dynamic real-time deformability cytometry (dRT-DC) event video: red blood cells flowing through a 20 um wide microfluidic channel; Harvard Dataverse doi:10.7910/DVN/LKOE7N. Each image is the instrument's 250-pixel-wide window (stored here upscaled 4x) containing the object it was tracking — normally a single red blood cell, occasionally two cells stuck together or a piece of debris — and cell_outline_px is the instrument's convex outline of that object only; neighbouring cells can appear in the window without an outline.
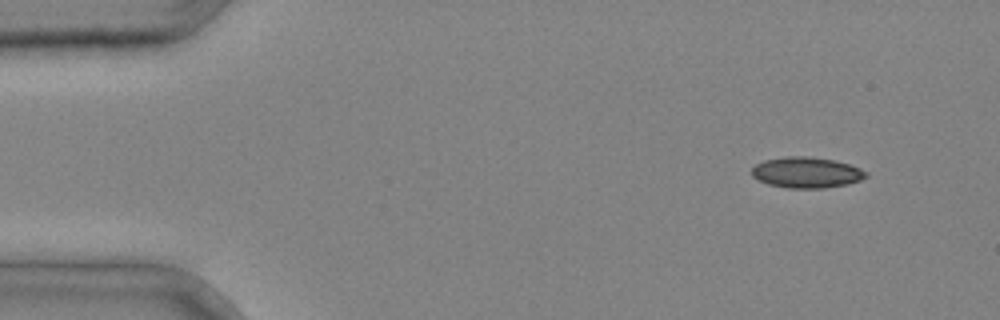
{"species": "common noctule bat (a hibernating species)", "species_latin": "Nyctalus noctula", "temperature_condition": "cold", "stored_images_in_passage": 4, "segment_of_instrument_passage": [1, 2], "camera_frame_rate_fps": 3000, "um_per_image_px": 0.085, "animal": {"sex": "male", "body_mass_g": 20.4}, "frame": {"image": 1, "passage_image": 1, "time_ms": 0.0, "image_size_px": [1000, 320], "cell_outline_px": [[868, 176], [860, 180], [848, 184], [824, 188], [788, 188], [768, 184], [752, 176], [752, 168], [756, 164], [764, 160], [784, 156], [812, 156], [836, 160], [860, 168], [868, 172]], "centroid_in_image_um": [68.57, 14.65], "position_along_channel_um": 16.4, "area_um2": 20.69}}
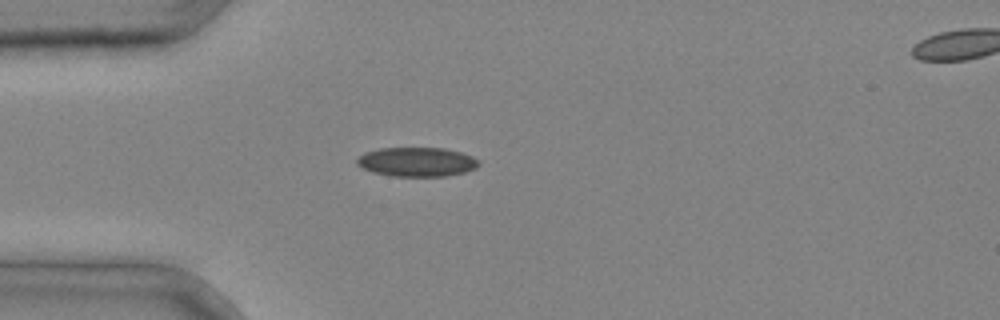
{"frame": {"image": 2, "passage_image": 3, "time_ms": 0.667, "image_size_px": [1000, 320], "cell_outline_px": [[480, 164], [476, 168], [464, 172], [444, 176], [392, 176], [372, 172], [356, 164], [356, 160], [364, 152], [380, 148], [444, 148], [460, 152], [472, 156], [480, 160]], "centroid_in_image_um": [35.44, 13.76], "position_along_channel_um": 49.6, "area_um2": 20.75}}